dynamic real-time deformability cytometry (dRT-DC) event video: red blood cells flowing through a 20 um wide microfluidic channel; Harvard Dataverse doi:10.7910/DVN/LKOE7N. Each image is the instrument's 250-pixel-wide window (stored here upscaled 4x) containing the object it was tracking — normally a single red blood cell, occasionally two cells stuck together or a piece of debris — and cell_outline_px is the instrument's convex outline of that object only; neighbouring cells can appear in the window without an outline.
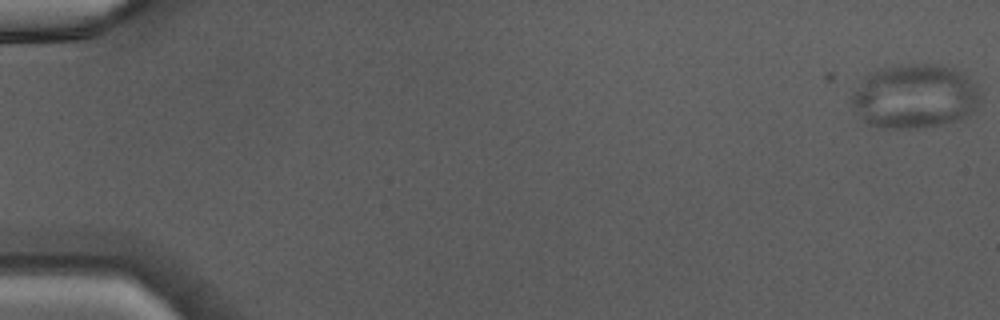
{"species": "Egyptian fruit bat (a non-hibernating species)", "species_latin": "Rousettus aegyptiacus", "temperature_condition": "warm", "stored_images_in_passage": 47, "camera_frame_rate_fps": 3000, "um_per_image_px": 0.085, "animal": {"sex": "male"}, "frame": {"image": 1, "passage_image": 1, "time_ms": 0.0, "image_size_px": [1000, 320], "cell_outline_px": [[980, 104], [968, 116], [960, 120], [940, 124], [916, 128], [880, 128], [868, 124], [864, 120], [848, 100], [852, 92], [864, 76], [868, 72], [880, 68], [900, 64], [940, 64], [964, 72], [976, 84], [980, 96]], "centroid_in_image_um": [77.75, 8.17], "position_along_channel_um": 7.3, "area_um2": 48.84}}
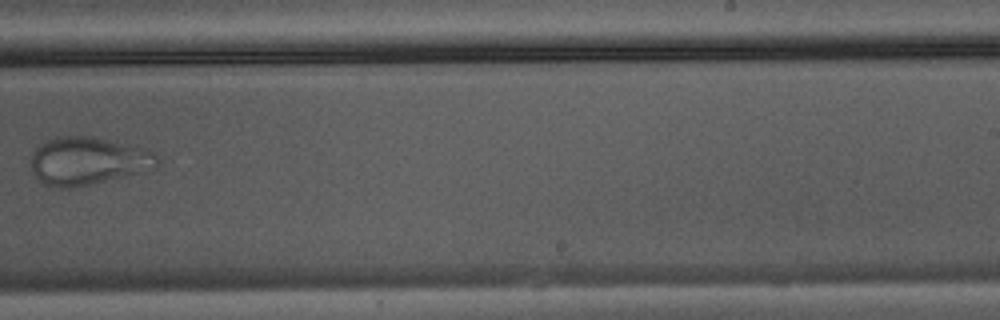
{"frame": {"image": 2, "passage_image": 31, "time_ms": 10.0, "image_size_px": [1000, 320], "cell_outline_px": [[156, 164], [140, 172], [76, 188], [52, 188], [44, 184], [32, 172], [28, 160], [32, 152], [44, 140], [56, 136], [92, 136], [156, 152]], "centroid_in_image_um": [7.33, 13.68], "position_along_channel_um": 281.7, "area_um2": 35.14}}
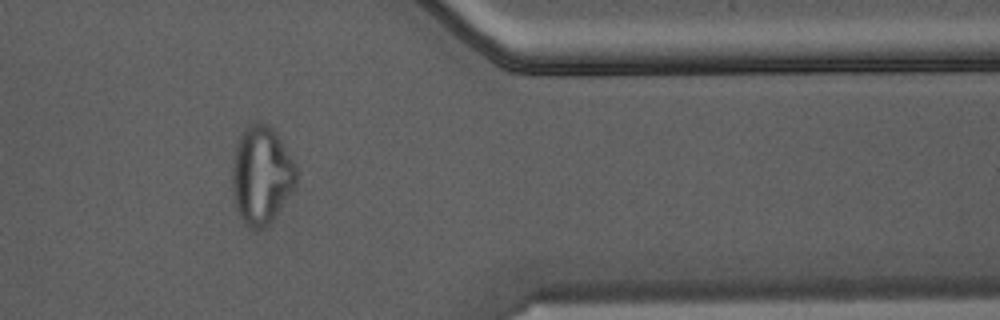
{"frame": {"image": 3, "passage_image": 39, "time_ms": 12.667, "image_size_px": [1000, 320], "cell_outline_px": [[296, 184], [276, 216], [264, 228], [248, 232], [236, 208], [232, 192], [232, 164], [236, 144], [244, 128], [252, 120], [260, 120], [268, 124], [272, 128], [280, 140], [296, 168]], "centroid_in_image_um": [22.18, 14.91], "position_along_channel_um": 389.2, "area_um2": 36.93}}